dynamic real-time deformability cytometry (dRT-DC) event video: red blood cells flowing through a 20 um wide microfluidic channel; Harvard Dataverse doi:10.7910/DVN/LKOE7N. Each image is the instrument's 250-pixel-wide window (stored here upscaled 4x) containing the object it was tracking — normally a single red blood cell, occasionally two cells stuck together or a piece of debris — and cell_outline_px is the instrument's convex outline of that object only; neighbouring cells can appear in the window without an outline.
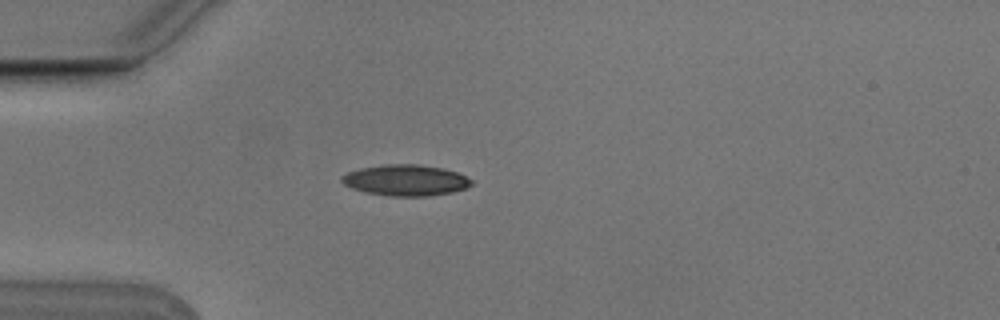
{"species": "Egyptian fruit bat (a non-hibernating species)", "species_latin": "Rousettus aegyptiacus", "temperature_condition": "cold", "stored_images_in_passage": 1, "camera_frame_rate_fps": 3000, "um_per_image_px": 0.085, "animal": {"sex": "male"}, "frame": {"image": 1, "passage_image": 1, "time_ms": 0.0, "image_size_px": [1000, 320], "cell_outline_px": [[472, 184], [464, 188], [452, 192], [428, 196], [388, 196], [364, 192], [352, 188], [344, 184], [340, 180], [340, 176], [348, 172], [360, 168], [384, 164], [420, 164], [444, 168], [456, 172], [472, 180]], "centroid_in_image_um": [34.44, 15.31], "position_along_channel_um": 50.6, "area_um2": 23.52}}